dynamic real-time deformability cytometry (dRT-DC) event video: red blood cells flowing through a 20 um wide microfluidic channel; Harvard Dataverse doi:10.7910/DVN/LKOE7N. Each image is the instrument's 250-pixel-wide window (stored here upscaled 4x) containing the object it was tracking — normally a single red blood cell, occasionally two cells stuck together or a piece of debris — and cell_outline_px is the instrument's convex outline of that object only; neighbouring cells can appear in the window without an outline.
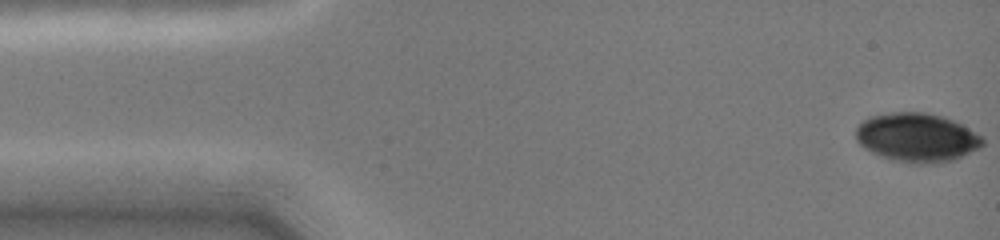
{"species": "common noctule bat (a hibernating species)", "species_latin": "Nyctalus noctula", "temperature_condition": "cold", "stored_images_in_passage": 47, "camera_frame_rate_fps": 3000, "um_per_image_px": 0.085, "animal": {"sex": "female", "body_mass_g": 19.0, "forearm_length_mm": 51.5}, "frame": {"image": 1, "passage_image": 1, "time_ms": 0.0, "image_size_px": [1000, 240], "cell_outline_px": [[984, 144], [980, 148], [956, 160], [936, 164], [912, 164], [892, 160], [880, 156], [864, 148], [856, 140], [856, 128], [868, 116], [892, 112], [928, 112], [944, 116], [984, 136]], "centroid_in_image_um": [77.96, 11.7], "position_along_channel_um": 7.0, "area_um2": 36.7}}